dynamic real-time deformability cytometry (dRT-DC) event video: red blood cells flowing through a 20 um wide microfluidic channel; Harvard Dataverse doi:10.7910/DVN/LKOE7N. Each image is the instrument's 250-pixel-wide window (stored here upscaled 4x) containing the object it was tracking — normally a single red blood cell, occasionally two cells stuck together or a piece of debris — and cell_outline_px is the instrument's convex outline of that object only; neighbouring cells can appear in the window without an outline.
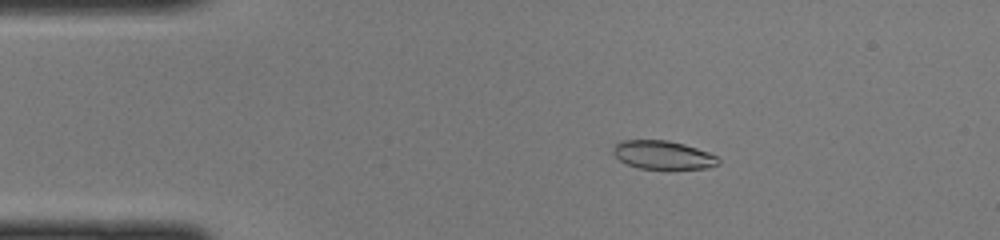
{"species": "common noctule bat (a hibernating species)", "species_latin": "Nyctalus noctula", "temperature_condition": "cold", "stored_images_in_passage": 47, "camera_frame_rate_fps": 3000, "um_per_image_px": 0.085, "animal": {"sex": "female", "body_mass_g": 22.0, "forearm_length_mm": 56.7}, "frame": {"image": 1, "passage_image": 9, "time_ms": 2.667, "image_size_px": [1000, 240], "cell_outline_px": [[720, 164], [708, 168], [668, 172], [636, 168], [620, 160], [612, 152], [612, 148], [620, 140], [668, 140], [684, 144], [708, 152], [716, 156], [720, 160]], "centroid_in_image_um": [56.38, 13.23], "position_along_channel_um": 28.6, "area_um2": 18.38}}
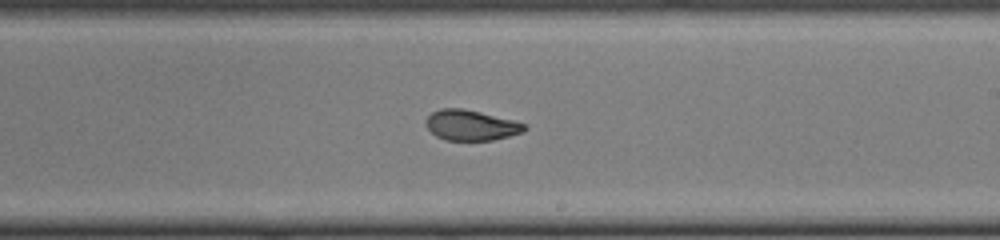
{"frame": {"image": 2, "passage_image": 28, "time_ms": 9.0, "image_size_px": [1000, 240], "cell_outline_px": [[528, 128], [524, 132], [492, 140], [444, 140], [436, 136], [424, 124], [424, 120], [432, 112], [440, 108], [464, 108], [528, 124]], "centroid_in_image_um": [40.02, 10.64], "position_along_channel_um": 249.0, "area_um2": 17.57}}
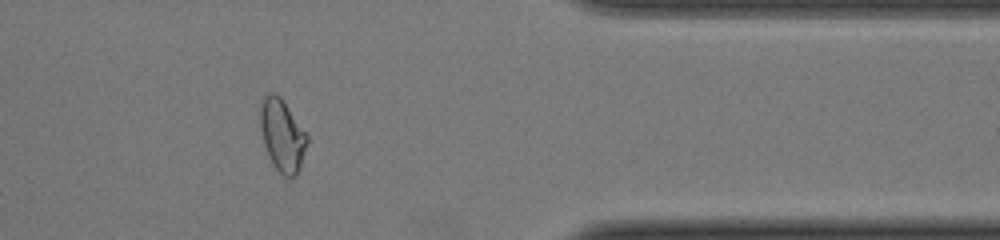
{"frame": {"image": 3, "passage_image": 39, "time_ms": 12.667, "image_size_px": [1000, 240], "cell_outline_px": [[308, 144], [300, 168], [296, 176], [284, 176], [272, 164], [264, 148], [260, 132], [260, 104], [264, 92], [276, 92], [280, 96], [308, 136]], "centroid_in_image_um": [23.96, 11.48], "position_along_channel_um": 387.4, "area_um2": 20.06}}